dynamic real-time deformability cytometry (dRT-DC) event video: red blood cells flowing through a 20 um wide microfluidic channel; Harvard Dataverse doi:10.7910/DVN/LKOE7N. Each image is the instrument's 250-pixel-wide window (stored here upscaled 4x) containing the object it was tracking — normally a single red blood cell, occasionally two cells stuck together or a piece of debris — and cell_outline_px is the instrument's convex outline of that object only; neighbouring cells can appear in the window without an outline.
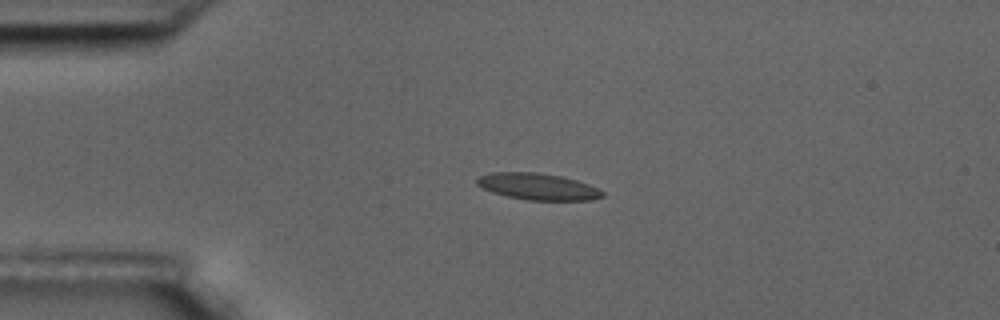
{"species": "common noctule bat (a hibernating species)", "species_latin": "Nyctalus noctula", "temperature_condition": "room temperature", "stored_images_in_passage": 46, "camera_frame_rate_fps": 3000, "um_per_image_px": 0.085, "animal": {"sex": "male", "body_mass_g": 17.5, "forearm_length_mm": 52.3}, "frame": {"image": 1, "passage_image": 1, "time_ms": 0.0, "image_size_px": [1000, 320], "cell_outline_px": [[604, 196], [592, 200], [524, 200], [492, 192], [476, 184], [476, 176], [492, 172], [536, 172], [560, 176], [576, 180], [588, 184], [604, 192]], "centroid_in_image_um": [45.68, 15.85], "position_along_channel_um": 39.3, "area_um2": 19.42}}
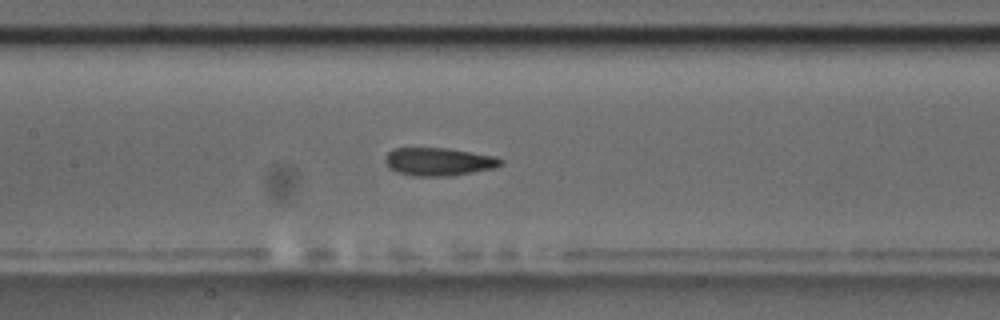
{"frame": {"image": 2, "passage_image": 15, "time_ms": 4.667, "image_size_px": [1000, 320], "cell_outline_px": [[504, 164], [492, 168], [472, 172], [448, 176], [412, 176], [396, 172], [388, 168], [384, 164], [384, 156], [392, 148], [448, 148], [496, 156], [504, 160]], "centroid_in_image_um": [37.24, 13.74], "position_along_channel_um": 170.2, "area_um2": 19.13}}
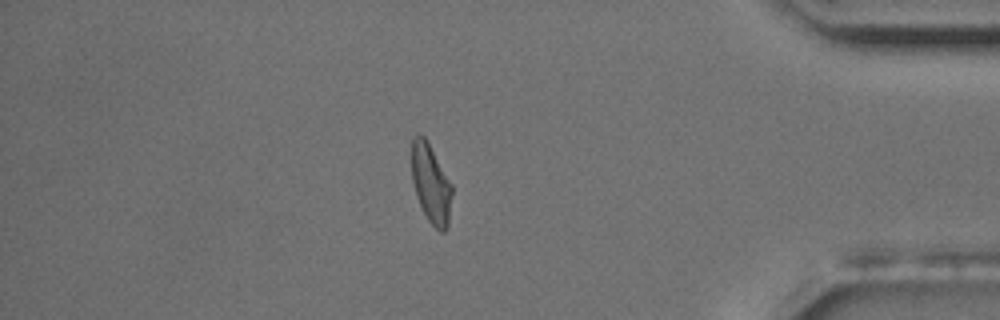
{"frame": {"image": 3, "passage_image": 38, "time_ms": 12.333, "image_size_px": [1000, 320], "cell_outline_px": [[452, 192], [448, 228], [444, 232], [440, 232], [428, 220], [416, 196], [412, 180], [412, 140], [416, 136], [424, 136], [452, 184]], "centroid_in_image_um": [36.64, 15.66], "position_along_channel_um": 398.6, "area_um2": 18.26}, "authors_computed_cell_mechanics": {"area_um2": 19.0451, "velocity_mm_per_s": 3.4396, "shape_relaxation_time_tau1_ms": 5.2015, "shape_relaxation_time_tau2_ms": 2.6657, "deformation_change_tau1": 0.151, "deformation_change_tau2": 0.098}}